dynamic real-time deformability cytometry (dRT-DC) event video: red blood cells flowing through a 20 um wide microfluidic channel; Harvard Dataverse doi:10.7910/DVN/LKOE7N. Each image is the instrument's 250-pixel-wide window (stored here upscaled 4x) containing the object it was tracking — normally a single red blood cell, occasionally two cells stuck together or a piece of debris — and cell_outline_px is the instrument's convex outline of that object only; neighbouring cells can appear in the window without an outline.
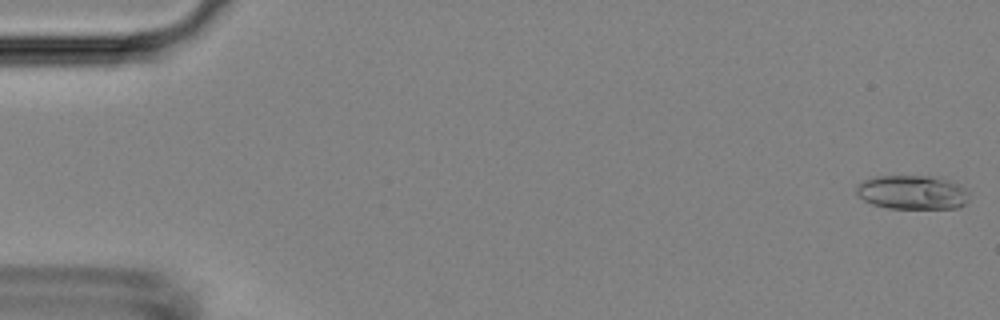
{"species": "Egyptian fruit bat (a non-hibernating species)", "species_latin": "Rousettus aegyptiacus", "temperature_condition": "room temperature", "stored_images_in_passage": 52, "camera_frame_rate_fps": 3000, "um_per_image_px": 0.085, "animal": {"sex": "female"}, "frame": {"image": 1, "passage_image": 1, "time_ms": 0.0, "image_size_px": [1000, 320], "cell_outline_px": [[968, 200], [964, 204], [956, 208], [888, 208], [872, 204], [864, 200], [856, 192], [856, 184], [864, 180], [880, 176], [936, 176], [960, 184], [968, 192]], "centroid_in_image_um": [77.55, 16.34], "position_along_channel_um": 7.4, "area_um2": 22.37}}
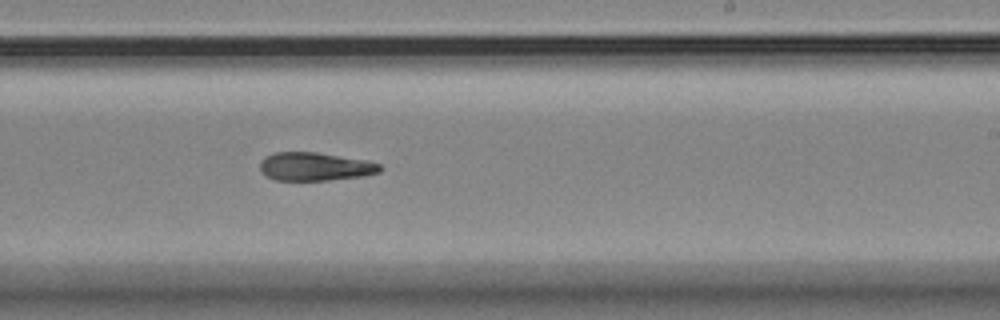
{"frame": {"image": 2, "passage_image": 32, "time_ms": 10.333, "image_size_px": [1000, 320], "cell_outline_px": [[384, 168], [380, 172], [364, 176], [328, 180], [276, 180], [264, 176], [260, 172], [260, 160], [264, 156], [272, 152], [316, 152], [368, 160], [380, 164]], "centroid_in_image_um": [26.76, 14.15], "position_along_channel_um": 262.2, "area_um2": 20.17}}
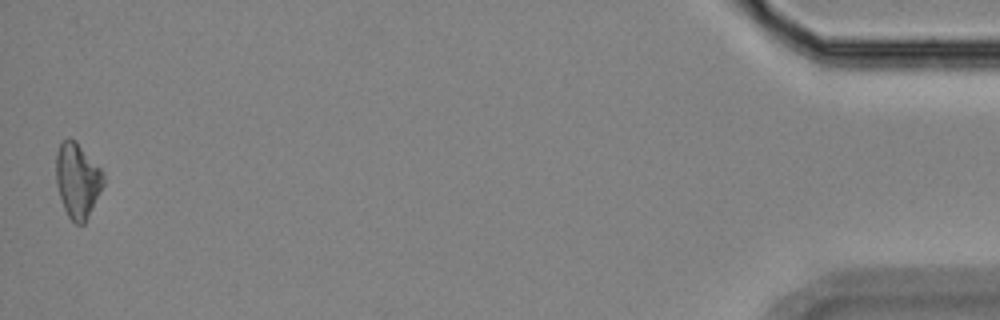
{"frame": {"image": 3, "passage_image": 52, "time_ms": 17.0, "image_size_px": [1000, 320], "cell_outline_px": [[104, 184], [84, 224], [76, 224], [68, 216], [64, 208], [56, 184], [56, 152], [60, 144], [68, 136], [76, 140], [104, 172]], "centroid_in_image_um": [6.58, 15.29], "position_along_channel_um": 428.6, "area_um2": 20.69}}